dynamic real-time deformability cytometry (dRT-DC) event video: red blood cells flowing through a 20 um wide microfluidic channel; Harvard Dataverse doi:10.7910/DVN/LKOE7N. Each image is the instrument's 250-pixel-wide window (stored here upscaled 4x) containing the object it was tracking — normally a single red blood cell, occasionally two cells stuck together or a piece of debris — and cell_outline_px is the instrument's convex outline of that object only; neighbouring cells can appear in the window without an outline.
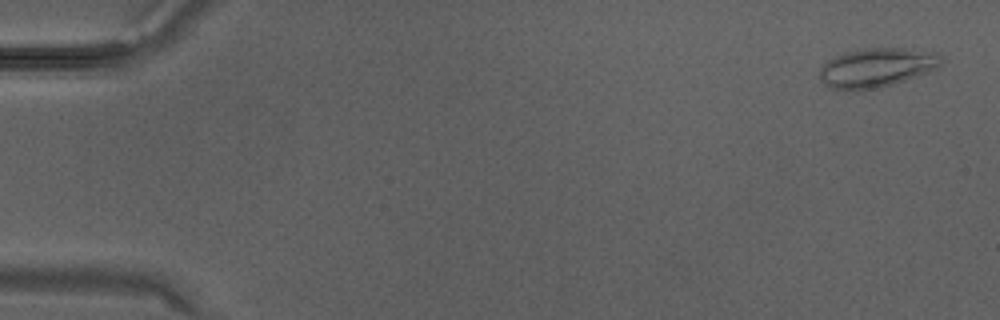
{"species": "Egyptian fruit bat (a non-hibernating species)", "species_latin": "Rousettus aegyptiacus", "temperature_condition": "warm", "stored_images_in_passage": 34, "camera_frame_rate_fps": 3000, "um_per_image_px": 0.085, "animal": {"sex": "male"}, "frame": {"image": 1, "passage_image": 2, "time_ms": 0.333, "image_size_px": [1000, 320], "cell_outline_px": [[944, 60], [936, 68], [928, 72], [892, 84], [872, 88], [832, 88], [824, 84], [820, 80], [820, 68], [828, 60], [844, 52], [864, 48], [904, 48], [940, 52]], "centroid_in_image_um": [74.56, 5.7], "position_along_channel_um": 10.4, "area_um2": 27.34}}
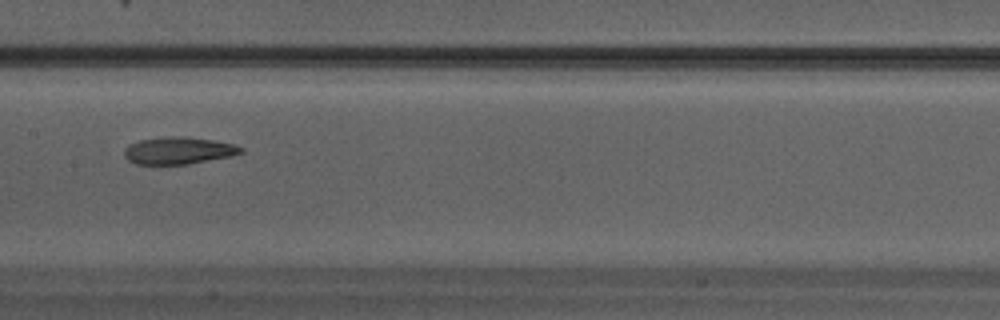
{"frame": {"image": 2, "passage_image": 18, "time_ms": 5.667, "image_size_px": [1000, 320], "cell_outline_px": [[244, 152], [228, 156], [188, 164], [136, 164], [128, 160], [124, 156], [124, 148], [140, 140], [184, 136], [212, 140], [232, 144], [244, 148]], "centroid_in_image_um": [15.16, 12.81], "position_along_channel_um": 192.2, "area_um2": 17.98}}
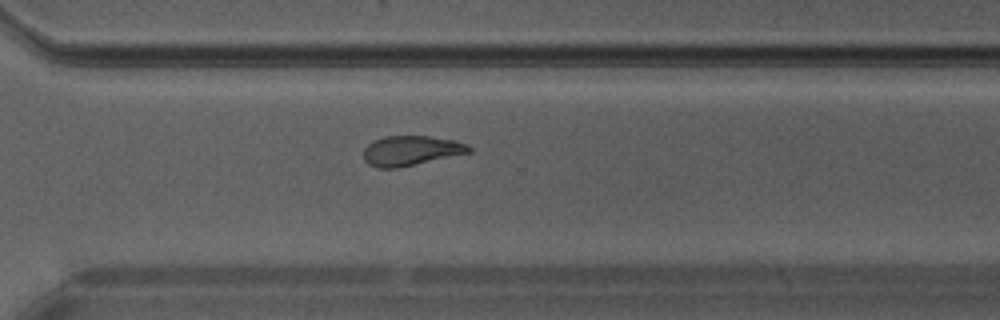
{"frame": {"image": 3, "passage_image": 25, "time_ms": 8.0, "image_size_px": [1000, 320], "cell_outline_px": [[472, 152], [396, 168], [376, 168], [368, 164], [364, 160], [364, 148], [368, 144], [384, 136], [428, 136], [452, 140], [468, 144], [472, 148]], "centroid_in_image_um": [34.93, 12.81], "position_along_channel_um": 335.7, "area_um2": 18.21}}